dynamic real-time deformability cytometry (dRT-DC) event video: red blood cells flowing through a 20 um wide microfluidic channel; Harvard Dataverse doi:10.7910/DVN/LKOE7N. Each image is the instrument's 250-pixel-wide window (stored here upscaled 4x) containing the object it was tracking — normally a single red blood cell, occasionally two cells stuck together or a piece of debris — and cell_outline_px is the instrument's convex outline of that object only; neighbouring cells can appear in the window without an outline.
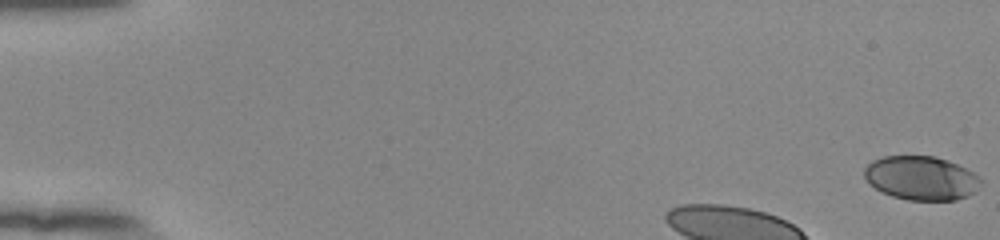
{"species": "human", "species_latin": "Homo sapiens", "temperature_condition": "room temperature", "stored_images_in_passage": 10, "camera_frame_rate_fps": 3000, "um_per_image_px": 0.085, "donor": {"sex": "female"}, "frame": {"image": 1, "passage_image": 1, "time_ms": 0.0, "image_size_px": [1000, 240], "cell_outline_px": [[984, 180], [976, 192], [968, 196], [956, 200], [908, 200], [892, 196], [880, 192], [868, 184], [864, 176], [864, 168], [872, 160], [884, 156], [936, 156], [956, 164], [972, 172]], "centroid_in_image_um": [78.29, 15.15], "position_along_channel_um": 6.7, "area_um2": 30.11}}